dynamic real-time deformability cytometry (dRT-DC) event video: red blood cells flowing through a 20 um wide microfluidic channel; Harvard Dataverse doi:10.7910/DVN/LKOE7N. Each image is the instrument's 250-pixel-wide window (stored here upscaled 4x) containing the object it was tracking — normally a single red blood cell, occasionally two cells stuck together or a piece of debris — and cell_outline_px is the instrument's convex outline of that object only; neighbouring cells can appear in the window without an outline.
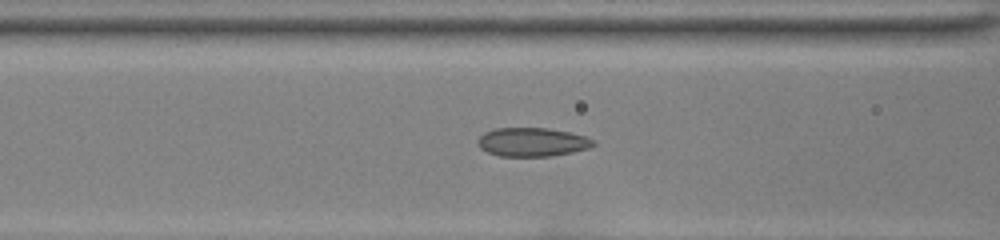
{"species": "common noctule bat (a hibernating species)", "species_latin": "Nyctalus noctula", "temperature_condition": "room temperature", "stored_images_in_passage": 42, "camera_frame_rate_fps": 3000, "um_per_image_px": 0.085, "animal": {"sex": "female", "body_mass_g": 22.0, "forearm_length_mm": 56.7}, "frame": {"image": 1, "passage_image": 18, "time_ms": 5.667, "image_size_px": [1000, 240], "cell_outline_px": [[596, 144], [588, 148], [572, 152], [552, 156], [500, 156], [488, 152], [480, 148], [476, 140], [484, 132], [496, 128], [548, 128], [572, 132], [596, 140]], "centroid_in_image_um": [45.25, 12.07], "position_along_channel_um": 121.3, "area_um2": 19.48}}
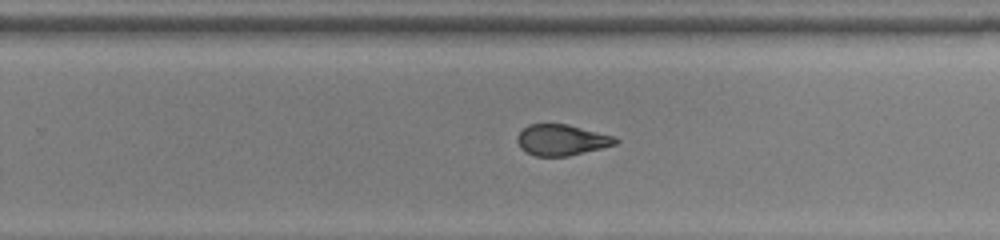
{"frame": {"image": 2, "passage_image": 30, "time_ms": 9.667, "image_size_px": [1000, 240], "cell_outline_px": [[620, 140], [616, 144], [568, 156], [536, 156], [524, 152], [520, 148], [516, 140], [516, 136], [528, 124], [568, 124], [616, 136]], "centroid_in_image_um": [47.73, 11.89], "position_along_channel_um": 282.1, "area_um2": 17.86}}
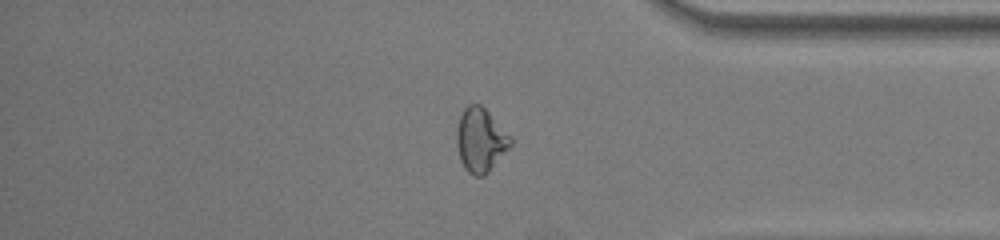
{"frame": {"image": 3, "passage_image": 39, "time_ms": 12.667, "image_size_px": [1000, 240], "cell_outline_px": [[512, 144], [488, 172], [484, 176], [472, 176], [464, 168], [460, 160], [456, 144], [456, 132], [460, 116], [464, 108], [468, 104], [480, 104], [512, 136]], "centroid_in_image_um": [40.83, 11.91], "position_along_channel_um": 394.4, "area_um2": 20.11}}